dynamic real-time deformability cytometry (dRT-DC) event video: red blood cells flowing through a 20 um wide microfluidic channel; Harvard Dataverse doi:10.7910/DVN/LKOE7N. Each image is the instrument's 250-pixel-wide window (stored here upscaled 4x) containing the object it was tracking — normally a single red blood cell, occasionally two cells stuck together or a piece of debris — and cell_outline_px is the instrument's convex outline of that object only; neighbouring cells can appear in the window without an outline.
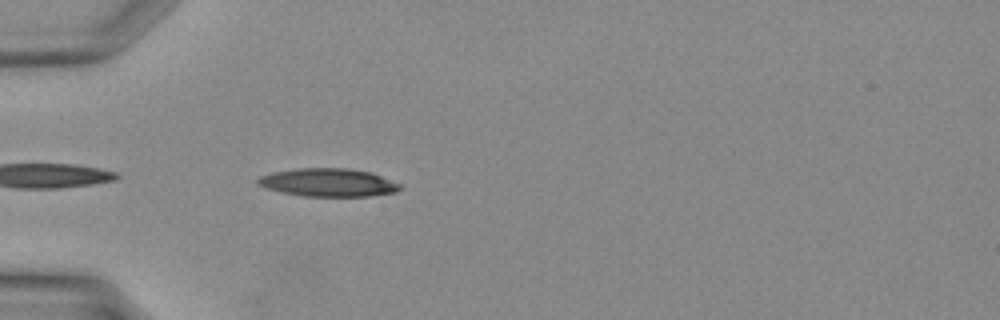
{"species": "Egyptian fruit bat (a non-hibernating species)", "species_latin": "Rousettus aegyptiacus", "temperature_condition": "warm", "stored_images_in_passage": 5, "camera_frame_rate_fps": 3000, "um_per_image_px": 0.085, "animal": {"sex": "female"}, "frame": {"image": 1, "passage_image": 1, "time_ms": 0.0, "image_size_px": [1000, 320], "cell_outline_px": [[404, 188], [396, 192], [368, 196], [304, 196], [264, 188], [256, 184], [256, 180], [260, 176], [272, 172], [296, 168], [348, 168], [372, 172], [404, 184]], "centroid_in_image_um": [27.95, 15.5], "position_along_channel_um": 57.0, "area_um2": 23.64}}